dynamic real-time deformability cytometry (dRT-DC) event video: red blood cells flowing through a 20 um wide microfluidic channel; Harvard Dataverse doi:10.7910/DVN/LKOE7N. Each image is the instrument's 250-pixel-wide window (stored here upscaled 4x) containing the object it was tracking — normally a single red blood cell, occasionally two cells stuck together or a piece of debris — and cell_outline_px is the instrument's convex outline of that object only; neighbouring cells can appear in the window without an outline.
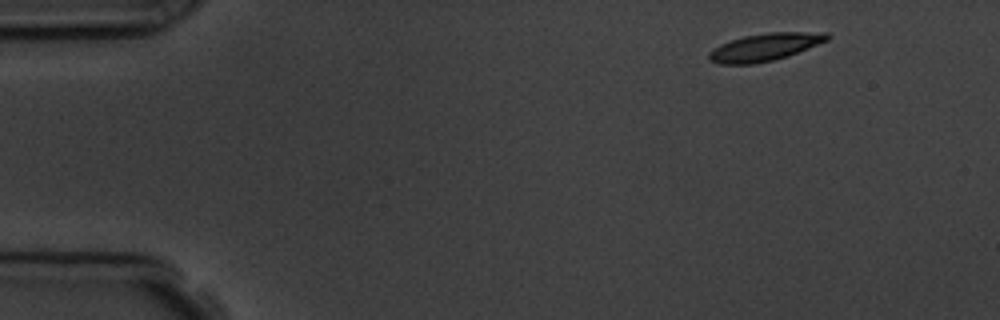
{"species": "common noctule bat (a hibernating species)", "species_latin": "Nyctalus noctula", "temperature_condition": "room temperature", "stored_images_in_passage": 4, "camera_frame_rate_fps": 3000, "um_per_image_px": 0.085, "animal": {"sex": "male", "body_mass_g": 19.5, "forearm_length_mm": 54.6}, "frame": {"image": 1, "passage_image": 1, "time_ms": 0.0, "image_size_px": [1000, 320], "cell_outline_px": [[832, 36], [828, 40], [788, 56], [772, 60], [752, 64], [720, 64], [708, 60], [708, 52], [712, 48], [720, 44], [744, 36], [768, 32], [828, 32]], "centroid_in_image_um": [65.01, 4.0], "position_along_channel_um": 20.0, "area_um2": 19.02}}
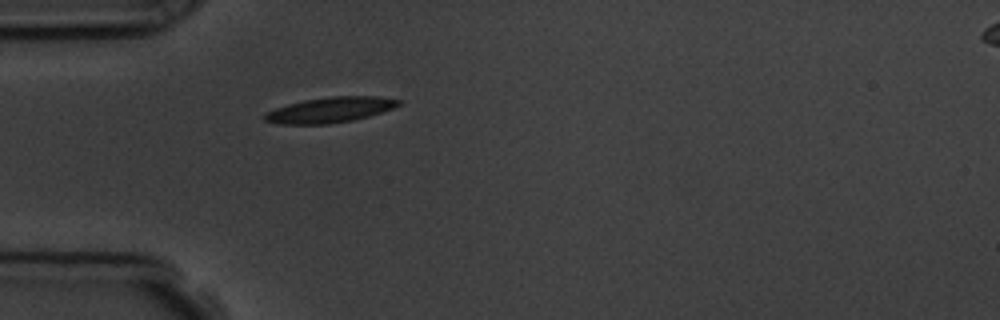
{"frame": {"image": 2, "passage_image": 4, "time_ms": 3.333, "image_size_px": [1000, 320], "cell_outline_px": [[400, 104], [392, 108], [368, 116], [352, 120], [328, 124], [280, 124], [264, 120], [264, 112], [288, 104], [304, 100], [328, 96], [380, 96], [400, 100]], "centroid_in_image_um": [28.03, 9.33], "position_along_channel_um": 57.0, "area_um2": 19.71}}